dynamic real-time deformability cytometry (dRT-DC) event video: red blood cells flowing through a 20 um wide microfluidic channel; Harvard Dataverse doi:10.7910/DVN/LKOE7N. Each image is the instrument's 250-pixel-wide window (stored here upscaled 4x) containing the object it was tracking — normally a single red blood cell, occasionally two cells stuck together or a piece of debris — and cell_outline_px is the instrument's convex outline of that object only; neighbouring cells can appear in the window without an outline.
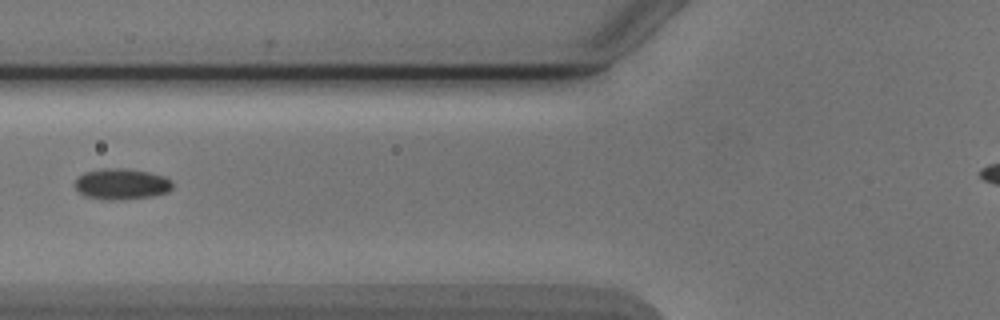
{"species": "Egyptian fruit bat (a non-hibernating species)", "species_latin": "Rousettus aegyptiacus", "temperature_condition": "cold", "stored_images_in_passage": 5, "camera_frame_rate_fps": 3000, "um_per_image_px": 0.085, "animal": {"sex": "male"}, "frame": {"image": 1, "passage_image": 5, "time_ms": 4.667, "image_size_px": [1000, 320], "cell_outline_px": [[172, 188], [168, 192], [152, 196], [124, 200], [104, 200], [84, 196], [76, 188], [76, 180], [84, 172], [104, 168], [128, 168], [148, 172], [164, 176], [172, 180]], "centroid_in_image_um": [10.35, 15.65], "position_along_channel_um": 115.4, "area_um2": 17.74}}